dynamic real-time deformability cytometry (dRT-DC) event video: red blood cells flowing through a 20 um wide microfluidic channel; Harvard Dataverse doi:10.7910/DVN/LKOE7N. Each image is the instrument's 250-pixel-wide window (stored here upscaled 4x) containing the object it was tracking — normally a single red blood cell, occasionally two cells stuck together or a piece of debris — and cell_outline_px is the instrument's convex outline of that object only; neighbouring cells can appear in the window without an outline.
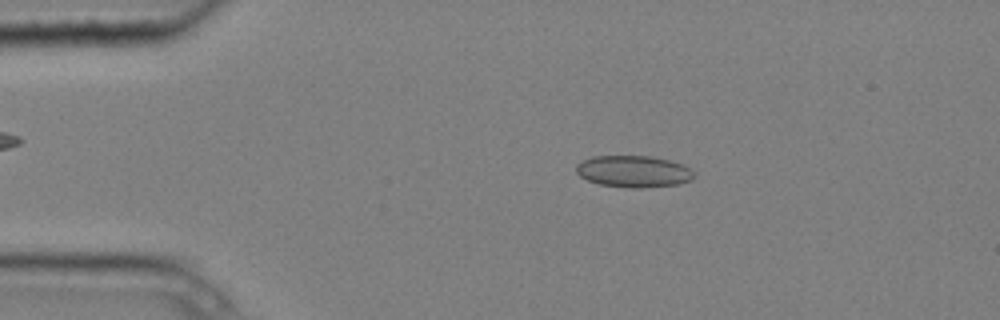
{"species": "common noctule bat (a hibernating species)", "species_latin": "Nyctalus noctula", "temperature_condition": "cold", "stored_images_in_passage": 4, "camera_frame_rate_fps": 3000, "um_per_image_px": 0.085, "animal": {"sex": "male", "body_mass_g": 20.4}, "frame": {"image": 1, "passage_image": 2, "time_ms": 0.333, "image_size_px": [1000, 320], "cell_outline_px": [[696, 176], [692, 180], [680, 184], [640, 188], [628, 188], [600, 184], [588, 180], [580, 176], [576, 172], [576, 164], [592, 156], [648, 156], [668, 160], [680, 164], [688, 168]], "centroid_in_image_um": [53.84, 14.58], "position_along_channel_um": 31.2, "area_um2": 21.68}}
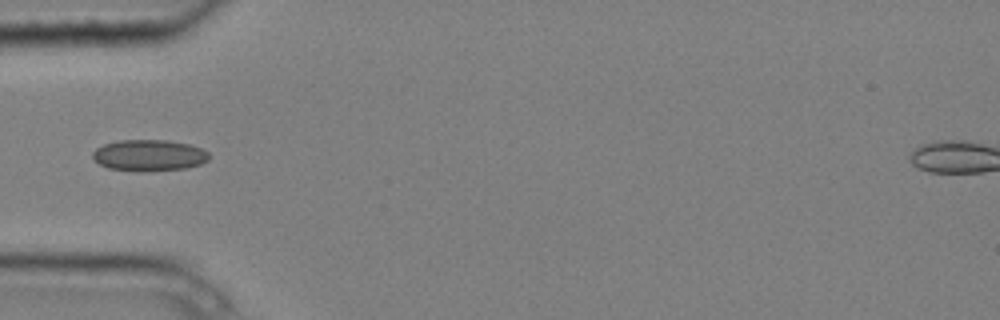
{"frame": {"image": 2, "passage_image": 4, "time_ms": 1.0, "image_size_px": [1000, 320], "cell_outline_px": [[208, 160], [200, 164], [184, 168], [136, 172], [108, 168], [100, 164], [92, 156], [92, 152], [96, 148], [104, 144], [116, 140], [168, 140], [192, 144], [208, 152]], "centroid_in_image_um": [12.65, 13.19], "position_along_channel_um": 72.3, "area_um2": 21.33}}